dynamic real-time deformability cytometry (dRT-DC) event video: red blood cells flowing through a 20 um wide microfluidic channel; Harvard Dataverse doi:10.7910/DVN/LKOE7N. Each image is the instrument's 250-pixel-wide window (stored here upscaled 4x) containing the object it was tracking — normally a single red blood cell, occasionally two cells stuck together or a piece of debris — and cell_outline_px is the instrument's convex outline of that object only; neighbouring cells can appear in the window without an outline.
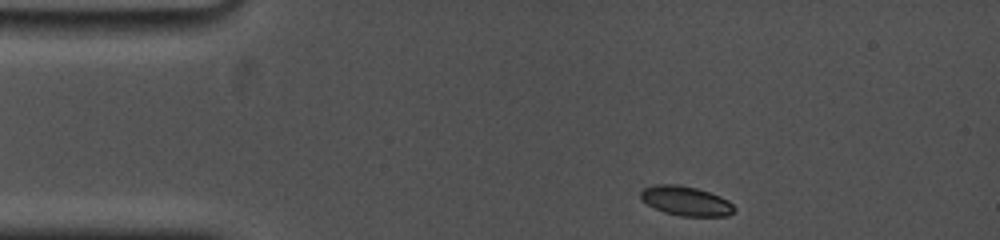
{"species": "common noctule bat (a hibernating species)", "species_latin": "Nyctalus noctula", "temperature_condition": "cold", "stored_images_in_passage": 28, "camera_frame_rate_fps": 5000, "um_per_image_px": 0.085, "animal": {"sex": "female", "body_mass_g": 19.0, "forearm_length_mm": 53.3}, "frame": {"image": 1, "passage_image": 1, "time_ms": 0.0, "image_size_px": [1000, 240], "cell_outline_px": [[736, 208], [728, 216], [680, 216], [664, 212], [648, 204], [640, 196], [640, 192], [644, 188], [656, 184], [676, 184], [696, 188], [720, 196], [728, 200]], "centroid_in_image_um": [58.32, 17.08], "position_along_channel_um": 26.7, "area_um2": 15.9}}
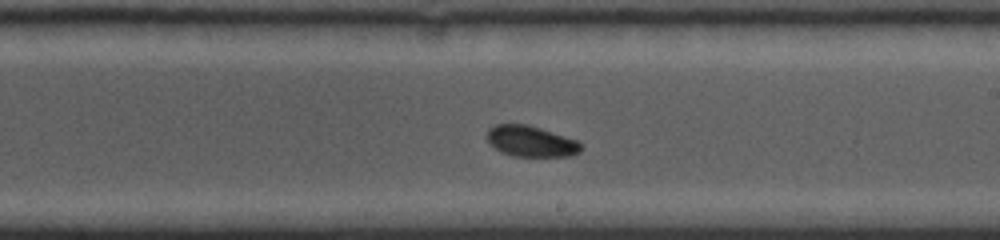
{"frame": {"image": 2, "passage_image": 15, "time_ms": 7.4, "image_size_px": [1000, 240], "cell_outline_px": [[584, 148], [580, 152], [572, 156], [512, 156], [500, 152], [488, 140], [488, 128], [496, 124], [528, 124], [576, 140]], "centroid_in_image_um": [45.14, 12.01], "position_along_channel_um": 243.9, "area_um2": 16.82}}
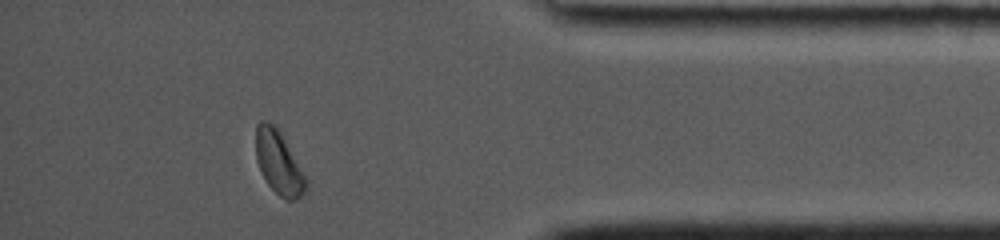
{"frame": {"image": 3, "passage_image": 26, "time_ms": 12.4, "image_size_px": [1000, 240], "cell_outline_px": [[308, 188], [300, 196], [292, 200], [284, 200], [268, 184], [256, 160], [256, 124], [260, 120], [264, 120], [272, 124], [280, 132], [304, 176], [308, 184]], "centroid_in_image_um": [23.66, 13.83], "position_along_channel_um": 411.5, "area_um2": 17.86}, "authors_computed_cell_mechanics": {"area_um2": 16.9643, "velocity_mm_per_s": 3.6925, "shape_relaxation_time_tau1_ms": 1.7938, "shape_relaxation_time_tau2_ms": 3.4321, "deformation_change_tau1": 0.0942, "deformation_change_tau2": 0.0688}}